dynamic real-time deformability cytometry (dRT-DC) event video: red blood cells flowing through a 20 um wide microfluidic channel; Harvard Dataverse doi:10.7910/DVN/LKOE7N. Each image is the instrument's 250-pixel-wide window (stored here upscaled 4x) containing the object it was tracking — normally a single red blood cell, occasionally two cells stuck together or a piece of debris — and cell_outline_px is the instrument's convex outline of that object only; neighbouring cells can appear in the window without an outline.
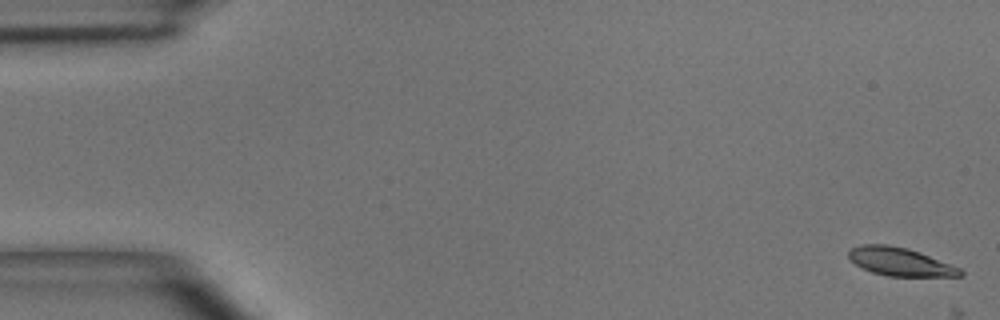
{"species": "common noctule bat (a hibernating species)", "species_latin": "Nyctalus noctula", "temperature_condition": "room temperature", "stored_images_in_passage": 4, "camera_frame_rate_fps": 3000, "um_per_image_px": 0.085, "animal": {"sex": "male", "body_mass_g": 15.6}, "frame": {"image": 1, "passage_image": 1, "time_ms": 0.0, "image_size_px": [1000, 320], "cell_outline_px": [[964, 276], [888, 276], [872, 272], [848, 260], [848, 252], [852, 248], [860, 244], [888, 244], [908, 248], [920, 252], [960, 268], [964, 272]], "centroid_in_image_um": [76.49, 22.24], "position_along_channel_um": 8.5, "area_um2": 18.38}}